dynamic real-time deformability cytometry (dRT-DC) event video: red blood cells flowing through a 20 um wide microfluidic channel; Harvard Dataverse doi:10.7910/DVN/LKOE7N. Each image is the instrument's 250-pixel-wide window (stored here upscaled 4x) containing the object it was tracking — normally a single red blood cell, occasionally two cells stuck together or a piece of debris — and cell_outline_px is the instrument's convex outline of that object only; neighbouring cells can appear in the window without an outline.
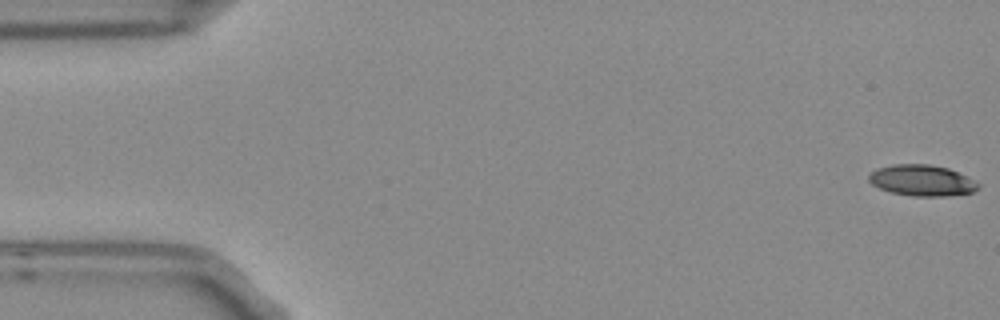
{"species": "Egyptian fruit bat (a non-hibernating species)", "species_latin": "Rousettus aegyptiacus", "temperature_condition": "room temperature", "stored_images_in_passage": 4, "camera_frame_rate_fps": 3000, "um_per_image_px": 0.085, "frame": {"image": 1, "passage_image": 1, "time_ms": 0.0, "image_size_px": [1000, 320], "cell_outline_px": [[980, 188], [972, 192], [948, 196], [916, 196], [892, 192], [880, 188], [872, 184], [868, 180], [868, 176], [876, 168], [892, 164], [928, 164], [948, 168], [968, 176], [980, 184]], "centroid_in_image_um": [78.39, 15.33], "position_along_channel_um": 6.6, "area_um2": 19.83}}
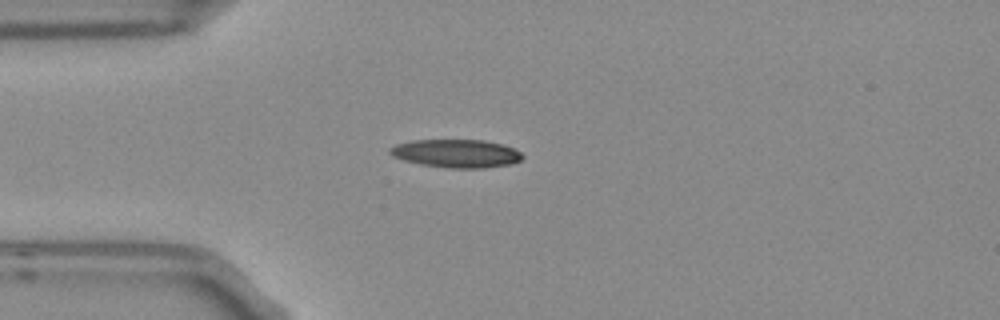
{"frame": {"image": 2, "passage_image": 4, "time_ms": 1.0, "image_size_px": [1000, 320], "cell_outline_px": [[524, 156], [520, 160], [512, 164], [484, 168], [448, 168], [420, 164], [404, 160], [392, 156], [388, 152], [388, 148], [396, 144], [412, 140], [484, 140], [504, 144], [520, 152]], "centroid_in_image_um": [38.77, 13.04], "position_along_channel_um": 46.2, "area_um2": 21.91}}